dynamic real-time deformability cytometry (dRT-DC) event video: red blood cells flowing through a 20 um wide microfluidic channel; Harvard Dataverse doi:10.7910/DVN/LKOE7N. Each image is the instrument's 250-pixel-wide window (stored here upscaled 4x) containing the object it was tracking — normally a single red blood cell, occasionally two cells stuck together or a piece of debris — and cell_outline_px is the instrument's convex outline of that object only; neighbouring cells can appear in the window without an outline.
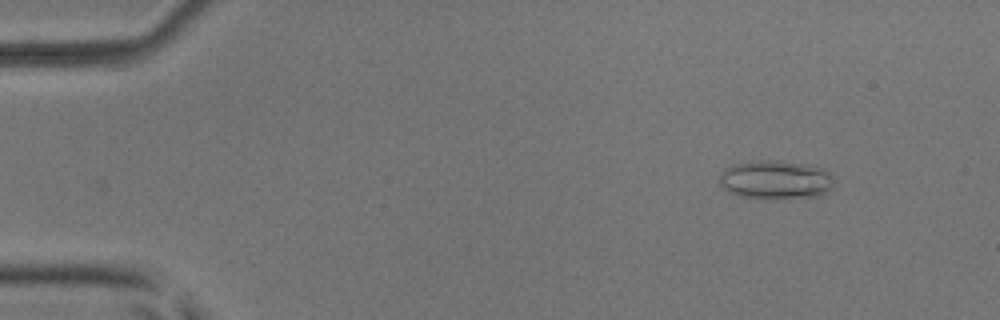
{"species": "common noctule bat (a hibernating species)", "species_latin": "Nyctalus noctula", "temperature_condition": "room temperature", "stored_images_in_passage": 13, "camera_frame_rate_fps": 3000, "um_per_image_px": 0.085, "animal": {"sex": "male", "body_mass_g": 17.9, "forearm_length_mm": 54.2}, "frame": {"image": 1, "passage_image": 6, "time_ms": 1.667, "image_size_px": [1000, 320], "cell_outline_px": [[832, 188], [820, 196], [736, 196], [728, 192], [720, 184], [720, 176], [724, 168], [732, 164], [760, 160], [780, 160], [808, 164], [824, 168], [832, 176]], "centroid_in_image_um": [65.92, 15.22], "position_along_channel_um": 19.1, "area_um2": 25.32}}